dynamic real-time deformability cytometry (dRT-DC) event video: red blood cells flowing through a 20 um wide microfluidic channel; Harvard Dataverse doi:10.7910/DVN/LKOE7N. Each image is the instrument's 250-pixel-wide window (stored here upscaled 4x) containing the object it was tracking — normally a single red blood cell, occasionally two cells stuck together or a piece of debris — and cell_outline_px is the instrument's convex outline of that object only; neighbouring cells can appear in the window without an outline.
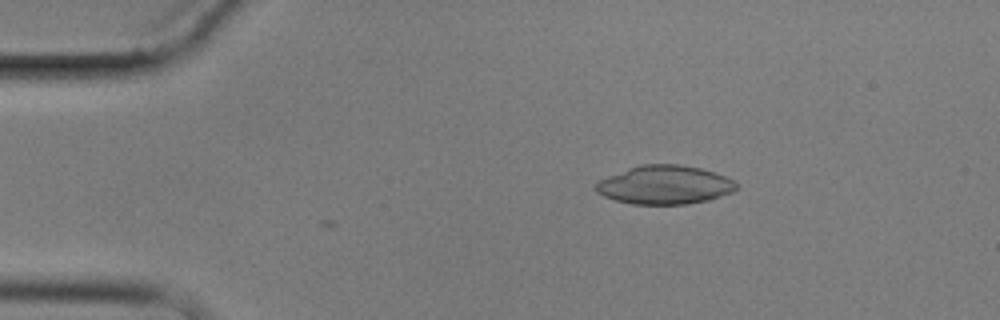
{"species": "common noctule bat (a hibernating species)", "species_latin": "Nyctalus noctula", "temperature_condition": "cold", "stored_images_in_passage": 4, "camera_frame_rate_fps": 3000, "um_per_image_px": 0.085, "animal": {"sex": "male", "body_mass_g": 17.9}, "frame": {"image": 1, "passage_image": 3, "time_ms": 2.333, "image_size_px": [1000, 320], "cell_outline_px": [[736, 188], [732, 192], [708, 200], [684, 204], [632, 204], [616, 200], [604, 196], [596, 192], [596, 184], [600, 180], [608, 176], [628, 168], [640, 164], [680, 164], [700, 168], [736, 180]], "centroid_in_image_um": [56.5, 15.71], "position_along_channel_um": 28.5, "area_um2": 31.44}}